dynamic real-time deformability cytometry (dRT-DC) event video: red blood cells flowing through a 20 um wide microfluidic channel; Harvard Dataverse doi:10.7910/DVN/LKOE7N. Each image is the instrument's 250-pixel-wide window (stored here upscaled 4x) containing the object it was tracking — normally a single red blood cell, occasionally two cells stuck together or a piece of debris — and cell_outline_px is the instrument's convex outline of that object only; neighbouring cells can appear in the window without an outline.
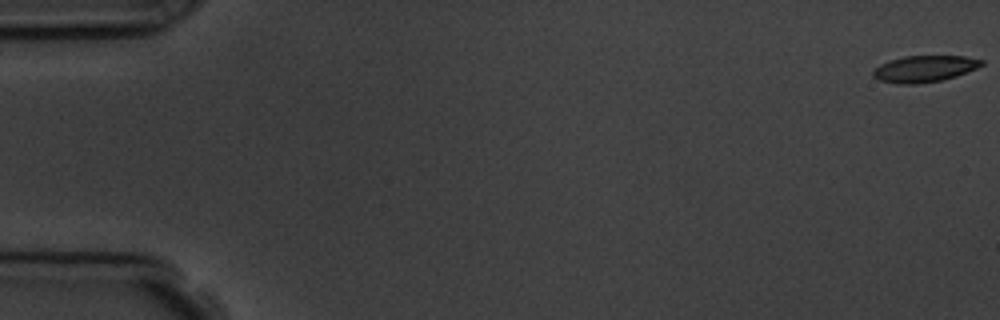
{"species": "common noctule bat (a hibernating species)", "species_latin": "Nyctalus noctula", "temperature_condition": "room temperature", "stored_images_in_passage": 9, "camera_frame_rate_fps": 3000, "um_per_image_px": 0.085, "animal": {"sex": "male", "body_mass_g": 19.5, "forearm_length_mm": 54.6}, "frame": {"image": 1, "passage_image": 1, "time_ms": 0.0, "image_size_px": [1000, 320], "cell_outline_px": [[984, 64], [976, 68], [956, 76], [940, 80], [916, 84], [900, 84], [880, 80], [872, 76], [872, 72], [880, 64], [904, 56], [964, 56], [984, 60]], "centroid_in_image_um": [78.58, 5.84], "position_along_channel_um": 6.4, "area_um2": 16.53}}
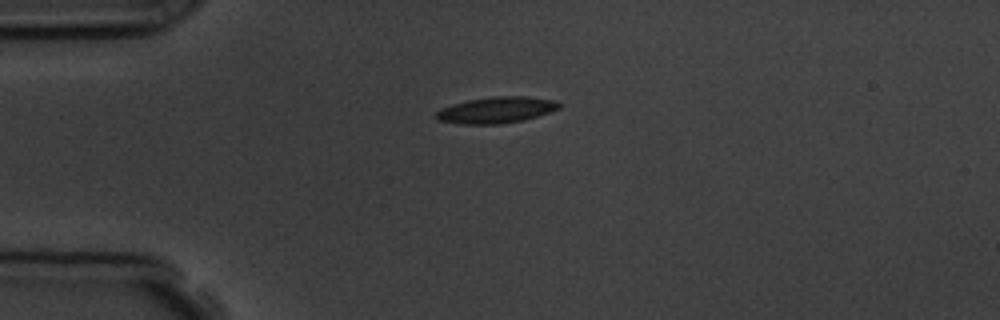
{"frame": {"image": 2, "passage_image": 4, "time_ms": 4.333, "image_size_px": [1000, 320], "cell_outline_px": [[560, 108], [524, 120], [500, 124], [460, 124], [436, 120], [432, 116], [440, 108], [452, 104], [468, 100], [496, 96], [528, 96], [556, 100], [560, 104]], "centroid_in_image_um": [42.13, 9.35], "position_along_channel_um": 42.9, "area_um2": 18.96}}